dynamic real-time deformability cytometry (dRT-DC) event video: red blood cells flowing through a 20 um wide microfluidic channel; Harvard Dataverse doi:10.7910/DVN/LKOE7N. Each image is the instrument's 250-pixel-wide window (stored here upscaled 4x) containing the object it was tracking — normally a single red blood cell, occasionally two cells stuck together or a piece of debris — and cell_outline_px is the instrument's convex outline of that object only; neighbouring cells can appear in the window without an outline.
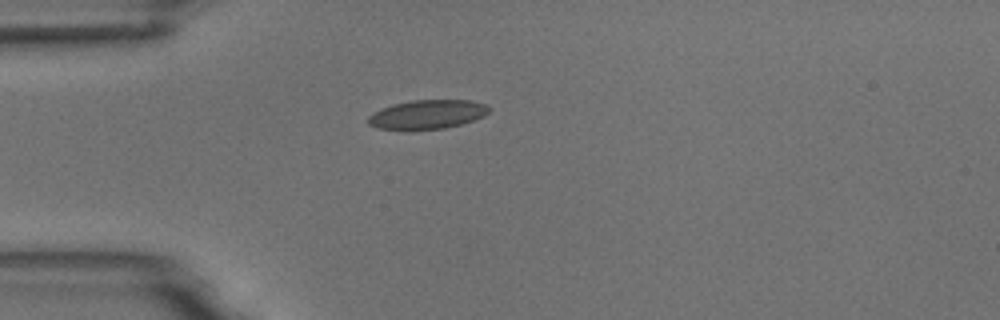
{"species": "common noctule bat (a hibernating species)", "species_latin": "Nyctalus noctula", "temperature_condition": "room temperature", "stored_images_in_passage": 1, "camera_frame_rate_fps": 3000, "um_per_image_px": 0.085, "animal": {"sex": "male", "body_mass_g": 18.8}, "frame": {"image": 1, "passage_image": 1, "time_ms": 0.0, "image_size_px": [1000, 320], "cell_outline_px": [[492, 108], [484, 116], [460, 124], [444, 128], [408, 132], [404, 132], [380, 128], [368, 124], [368, 116], [372, 112], [380, 108], [392, 104], [412, 100], [468, 100], [488, 104]], "centroid_in_image_um": [36.28, 9.75], "position_along_channel_um": 48.7, "area_um2": 21.1}}